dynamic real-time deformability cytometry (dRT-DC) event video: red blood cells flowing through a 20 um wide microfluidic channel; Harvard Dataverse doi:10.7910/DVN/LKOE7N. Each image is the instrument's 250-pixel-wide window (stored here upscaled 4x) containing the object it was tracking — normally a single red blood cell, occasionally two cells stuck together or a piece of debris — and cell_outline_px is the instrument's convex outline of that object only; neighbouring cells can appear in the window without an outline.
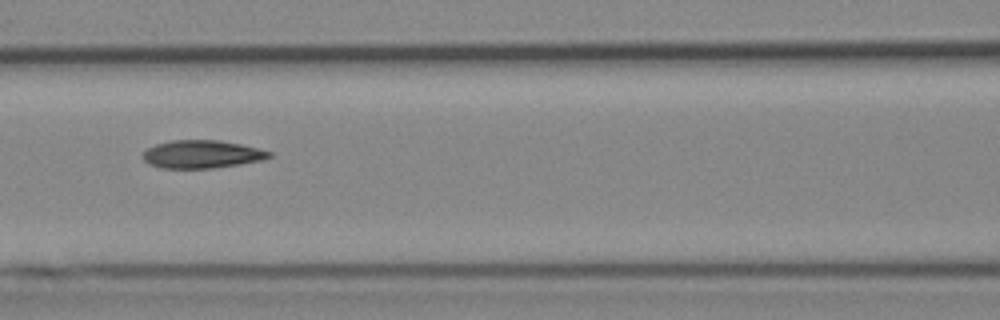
{"species": "Egyptian fruit bat (a non-hibernating species)", "species_latin": "Rousettus aegyptiacus", "temperature_condition": "cold", "stored_images_in_passage": 9, "camera_frame_rate_fps": 3000, "um_per_image_px": 0.085, "animal": {"sex": "female"}, "frame": {"image": 1, "passage_image": 6, "time_ms": 6.667, "image_size_px": [1000, 320], "cell_outline_px": [[272, 156], [264, 160], [240, 164], [212, 168], [160, 168], [148, 164], [144, 160], [144, 152], [148, 148], [156, 144], [172, 140], [220, 140], [240, 144], [272, 152]], "centroid_in_image_um": [17.17, 13.11], "position_along_channel_um": 149.4, "area_um2": 20.52}}
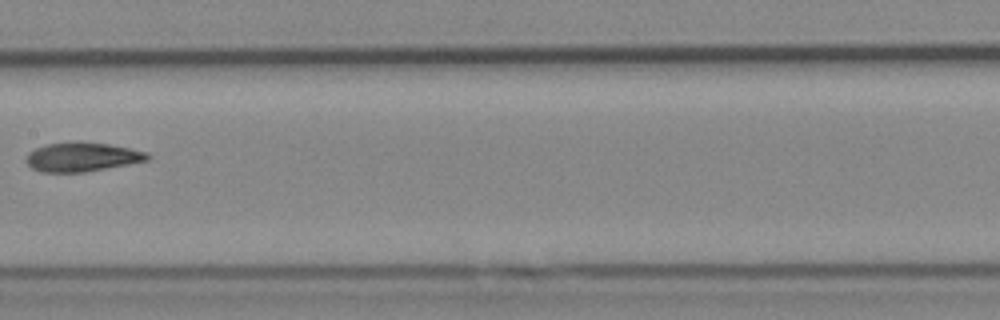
{"frame": {"image": 2, "passage_image": 7, "time_ms": 8.0, "image_size_px": [1000, 320], "cell_outline_px": [[152, 156], [148, 160], [128, 164], [84, 172], [40, 172], [32, 168], [24, 160], [28, 152], [36, 148], [48, 144], [76, 140], [80, 140], [108, 144], [148, 152]], "centroid_in_image_um": [6.96, 13.32], "position_along_channel_um": 200.4, "area_um2": 20.81}}
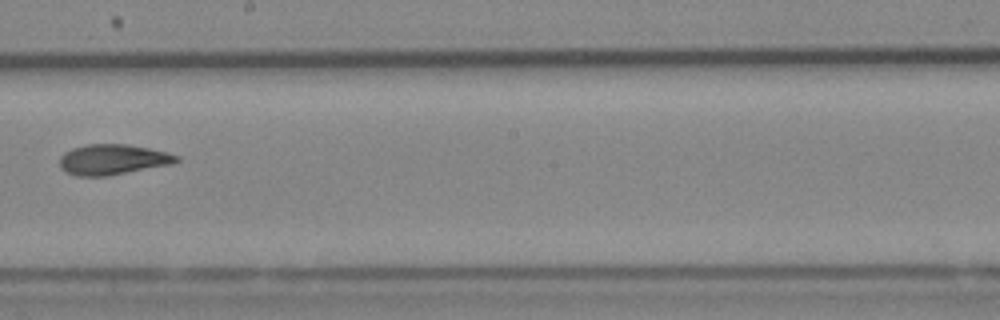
{"frame": {"image": 3, "passage_image": 8, "time_ms": 9.0, "image_size_px": [1000, 320], "cell_outline_px": [[180, 160], [172, 164], [108, 176], [76, 176], [64, 172], [60, 168], [60, 156], [64, 152], [72, 148], [88, 144], [128, 144], [168, 152], [180, 156]], "centroid_in_image_um": [9.58, 13.56], "position_along_channel_um": 238.6, "area_um2": 20.92}}